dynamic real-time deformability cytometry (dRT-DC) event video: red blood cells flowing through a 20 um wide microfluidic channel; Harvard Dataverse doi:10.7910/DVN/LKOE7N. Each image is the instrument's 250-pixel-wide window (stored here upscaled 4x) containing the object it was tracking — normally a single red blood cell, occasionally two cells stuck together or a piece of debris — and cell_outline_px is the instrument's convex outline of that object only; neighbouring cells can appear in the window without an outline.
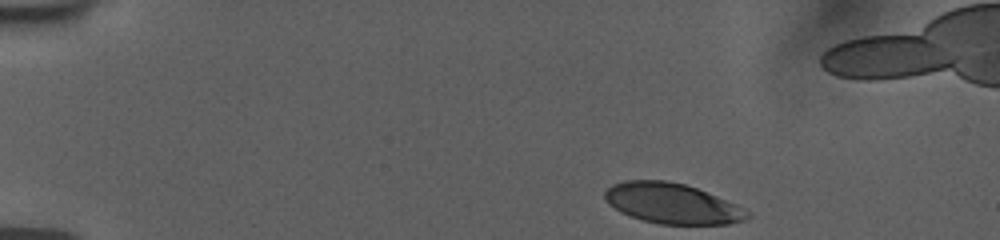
{"species": "human", "species_latin": "Homo sapiens", "temperature_condition": "room temperature", "stored_images_in_passage": 43, "camera_frame_rate_fps": 3000, "um_per_image_px": 0.085, "donor": {"sex": "female"}, "frame": {"image": 1, "passage_image": 1, "time_ms": 0.0, "image_size_px": [1000, 240], "cell_outline_px": [[752, 216], [744, 220], [728, 224], [660, 224], [644, 220], [620, 212], [608, 204], [604, 196], [604, 192], [612, 184], [624, 180], [664, 180], [684, 184], [696, 188], [736, 204], [748, 212]], "centroid_in_image_um": [57.1, 17.29], "position_along_channel_um": 27.9, "area_um2": 33.29}}
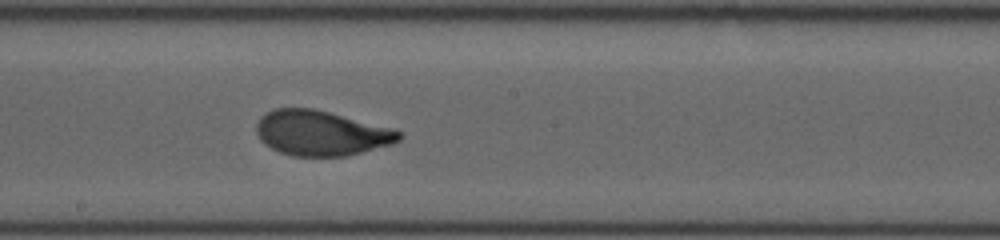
{"frame": {"image": 2, "passage_image": 24, "time_ms": 7.667, "image_size_px": [1000, 240], "cell_outline_px": [[404, 136], [400, 140], [392, 144], [344, 156], [292, 156], [280, 152], [264, 144], [260, 140], [256, 132], [256, 124], [260, 116], [276, 108], [312, 108], [396, 128]], "centroid_in_image_um": [27.31, 11.31], "position_along_channel_um": 220.9, "area_um2": 37.57}}
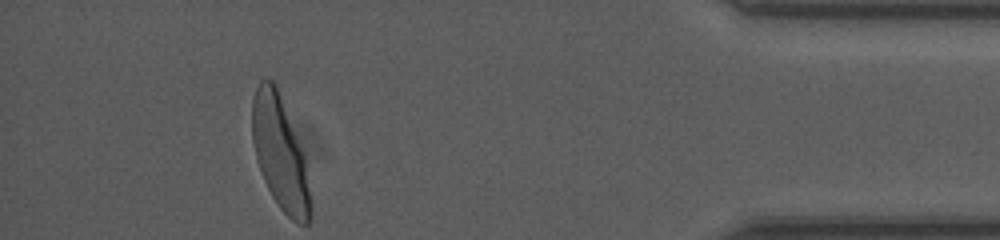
{"frame": {"image": 3, "passage_image": 43, "time_ms": 14.0, "image_size_px": [1000, 240], "cell_outline_px": [[312, 220], [308, 224], [296, 224], [280, 208], [272, 196], [264, 180], [256, 156], [252, 140], [252, 100], [256, 88], [260, 80], [272, 80], [276, 84], [304, 152], [312, 204]], "centroid_in_image_um": [23.84, 13.05], "position_along_channel_um": 411.4, "area_um2": 38.73}, "authors_computed_cell_mechanics": {"area_um2": 37.3388, "velocity_mm_per_s": 3.7261, "shape_relaxation_time_tau1_ms": 3.5024, "shape_relaxation_time_tau2_ms": null, "deformation_change_tau1": 0.1864, "deformation_change_tau2": null}}